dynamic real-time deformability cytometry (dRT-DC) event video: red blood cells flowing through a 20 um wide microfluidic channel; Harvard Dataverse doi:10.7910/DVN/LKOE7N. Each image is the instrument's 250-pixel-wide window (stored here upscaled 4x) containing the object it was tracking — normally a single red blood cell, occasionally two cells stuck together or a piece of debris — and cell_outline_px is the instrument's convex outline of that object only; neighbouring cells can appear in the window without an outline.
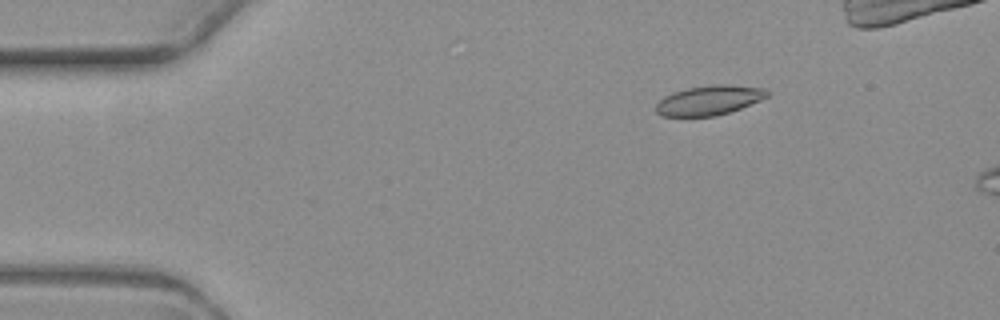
{"species": "common noctule bat (a hibernating species)", "species_latin": "Nyctalus noctula", "temperature_condition": "warm", "stored_images_in_passage": 2, "camera_frame_rate_fps": 3000, "um_per_image_px": 0.085, "animal": {"sex": "female", "body_mass_g": 19.3, "forearm_length_mm": 54.1}, "frame": {"image": 1, "passage_image": 2, "time_ms": 1.333, "image_size_px": [1000, 320], "cell_outline_px": [[768, 96], [760, 100], [740, 108], [716, 116], [660, 116], [656, 112], [656, 104], [664, 96], [672, 92], [688, 88], [712, 84], [728, 84], [764, 88], [768, 92]], "centroid_in_image_um": [60.25, 8.51], "position_along_channel_um": 24.7, "area_um2": 19.13}}